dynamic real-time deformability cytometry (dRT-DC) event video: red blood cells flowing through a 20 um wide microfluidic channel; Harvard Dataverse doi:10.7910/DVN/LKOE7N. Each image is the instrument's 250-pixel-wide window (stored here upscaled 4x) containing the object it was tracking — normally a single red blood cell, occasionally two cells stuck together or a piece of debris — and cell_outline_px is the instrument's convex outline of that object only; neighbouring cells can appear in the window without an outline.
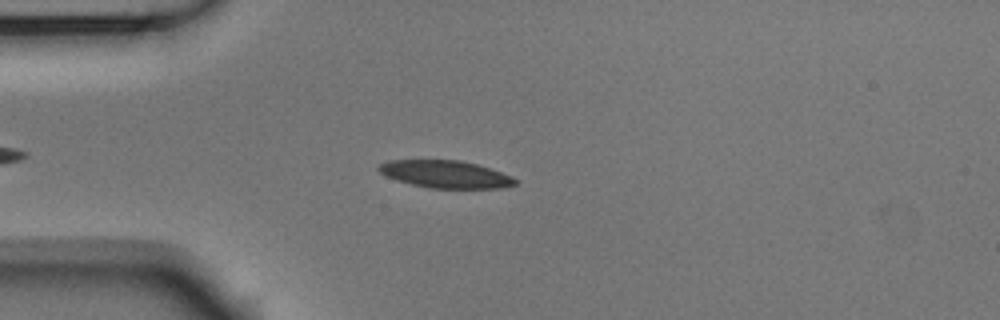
{"species": "Egyptian fruit bat (a non-hibernating species)", "species_latin": "Rousettus aegyptiacus", "temperature_condition": "room temperature", "stored_images_in_passage": 44, "camera_frame_rate_fps": 3000, "um_per_image_px": 0.085, "animal": {"sex": "male"}, "frame": {"image": 1, "passage_image": 8, "time_ms": 2.333, "image_size_px": [1000, 320], "cell_outline_px": [[516, 184], [500, 188], [428, 188], [396, 180], [380, 172], [376, 168], [380, 164], [388, 160], [460, 160], [476, 164], [512, 176], [516, 180]], "centroid_in_image_um": [37.84, 14.81], "position_along_channel_um": 47.2, "area_um2": 21.62}}
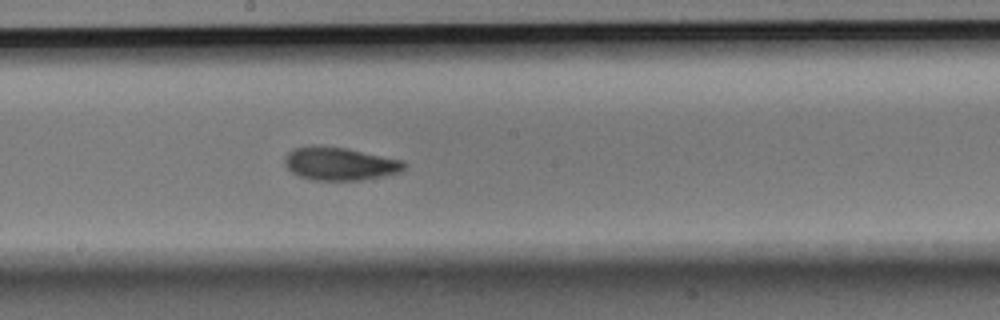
{"frame": {"image": 2, "passage_image": 23, "time_ms": 7.333, "image_size_px": [1000, 320], "cell_outline_px": [[408, 164], [400, 172], [384, 176], [360, 180], [312, 180], [300, 176], [292, 172], [284, 164], [284, 160], [288, 152], [292, 148], [348, 148], [404, 160]], "centroid_in_image_um": [28.96, 13.95], "position_along_channel_um": 219.2, "area_um2": 22.6}}
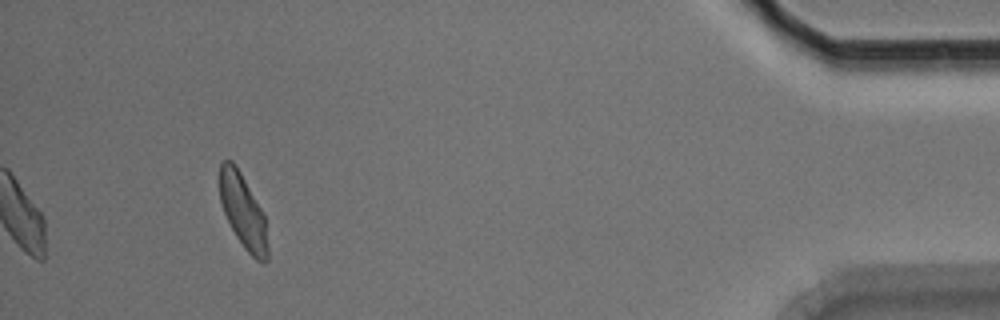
{"frame": {"image": 3, "passage_image": 44, "time_ms": 14.333, "image_size_px": [1000, 320], "cell_outline_px": [[268, 260], [264, 264], [256, 260], [244, 248], [236, 236], [224, 212], [220, 200], [220, 160], [232, 160], [236, 164], [260, 208], [264, 216], [268, 244]], "centroid_in_image_um": [20.66, 17.97], "position_along_channel_um": 414.5, "area_um2": 20.52}, "authors_computed_cell_mechanics": {"area_um2": 21.9929, "velocity_mm_per_s": 3.7211, "shape_relaxation_time_tau1_ms": 5.0122, "shape_relaxation_time_tau2_ms": 3.3347, "deformation_change_tau1": 0.1399, "deformation_change_tau2": 0.0709}}